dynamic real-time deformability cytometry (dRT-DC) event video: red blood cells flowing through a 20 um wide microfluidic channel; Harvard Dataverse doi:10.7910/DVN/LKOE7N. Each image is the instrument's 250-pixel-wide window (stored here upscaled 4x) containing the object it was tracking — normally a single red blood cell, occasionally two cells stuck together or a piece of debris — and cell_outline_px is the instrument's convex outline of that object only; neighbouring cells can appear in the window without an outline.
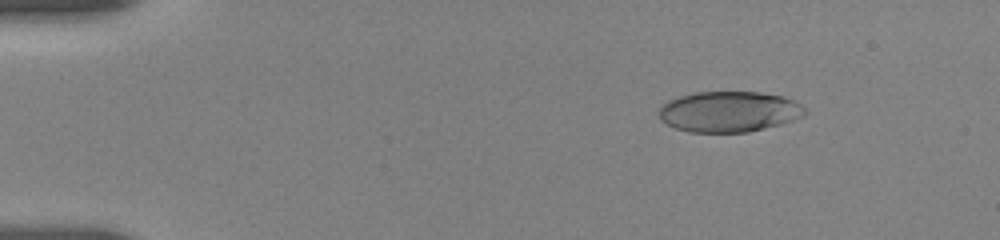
{"species": "human", "species_latin": "Homo sapiens", "temperature_condition": "room temperature", "stored_images_in_passage": 45, "camera_frame_rate_fps": 3000, "um_per_image_px": 0.085, "donor": {"sex": "female"}, "frame": {"image": 1, "passage_image": 8, "time_ms": 2.333, "image_size_px": [1000, 240], "cell_outline_px": [[808, 112], [804, 116], [780, 124], [748, 132], [688, 132], [676, 128], [660, 120], [660, 108], [668, 100], [692, 92], [760, 92], [784, 96], [800, 104]], "centroid_in_image_um": [61.98, 9.48], "position_along_channel_um": 23.0, "area_um2": 34.56}}
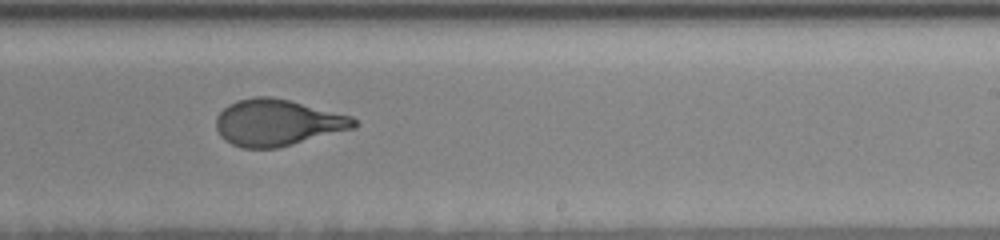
{"frame": {"image": 2, "passage_image": 27, "time_ms": 11.333, "image_size_px": [1000, 240], "cell_outline_px": [[356, 128], [276, 148], [240, 148], [224, 140], [220, 136], [216, 128], [216, 116], [228, 104], [236, 100], [252, 96], [272, 96], [352, 116], [356, 120]], "centroid_in_image_um": [23.54, 10.42], "position_along_channel_um": 265.5, "area_um2": 37.4}}
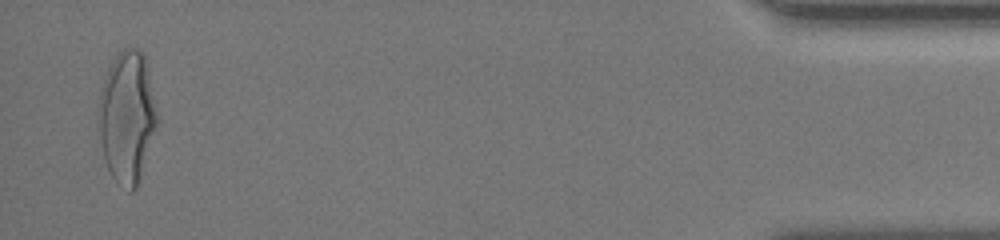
{"frame": {"image": 3, "passage_image": 44, "time_ms": 17.667, "image_size_px": [1000, 240], "cell_outline_px": [[156, 124], [136, 188], [132, 192], [128, 192], [112, 176], [108, 168], [104, 156], [100, 140], [100, 88], [108, 68], [116, 56], [124, 48], [136, 48], [144, 52], [148, 72], [156, 116]], "centroid_in_image_um": [10.78, 9.92], "position_along_channel_um": 424.4, "area_um2": 43.41}, "authors_computed_cell_mechanics": {"area_um2": 37.3966, "velocity_mm_per_s": 3.6795, "shape_relaxation_time_tau1_ms": 5.5015, "shape_relaxation_time_tau2_ms": 0.8158, "deformation_change_tau1": 0.2138, "deformation_change_tau2": 0.0803}}